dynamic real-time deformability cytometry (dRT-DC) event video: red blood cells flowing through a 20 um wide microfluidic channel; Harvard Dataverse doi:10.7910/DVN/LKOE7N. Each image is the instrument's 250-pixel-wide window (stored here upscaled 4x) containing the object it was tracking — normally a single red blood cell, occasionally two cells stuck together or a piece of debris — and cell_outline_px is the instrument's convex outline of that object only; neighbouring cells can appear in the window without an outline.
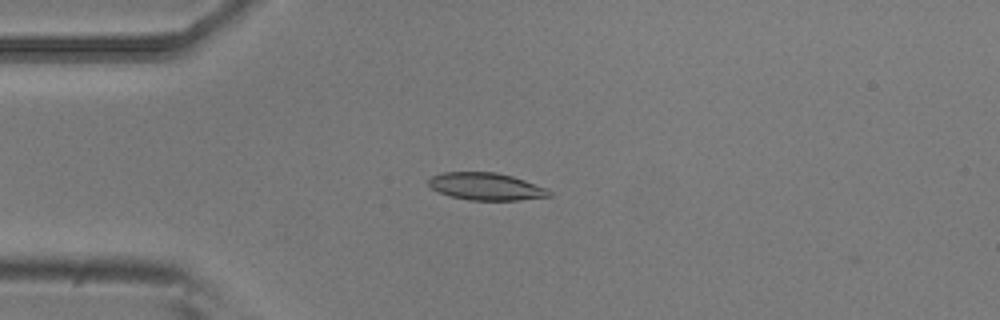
{"species": "common noctule bat (a hibernating species)", "species_latin": "Nyctalus noctula", "temperature_condition": "room temperature", "stored_images_in_passage": 6, "camera_frame_rate_fps": 3000, "um_per_image_px": 0.085, "animal": {"sex": "male", "body_mass_g": 20.5, "forearm_length_mm": 52.5}, "frame": {"image": 1, "passage_image": 3, "time_ms": 0.667, "image_size_px": [1000, 320], "cell_outline_px": [[552, 196], [520, 200], [468, 200], [448, 196], [432, 188], [428, 184], [428, 180], [432, 176], [440, 172], [496, 172], [512, 176], [548, 188], [552, 192]], "centroid_in_image_um": [41.33, 15.85], "position_along_channel_um": 43.7, "area_um2": 19.36}}
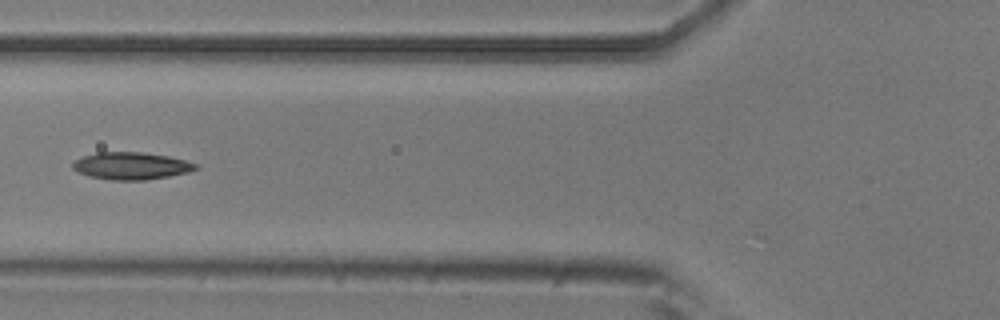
{"frame": {"image": 2, "passage_image": 5, "time_ms": 1.333, "image_size_px": [1000, 320], "cell_outline_px": [[200, 168], [188, 172], [168, 176], [144, 180], [108, 180], [88, 176], [76, 172], [72, 168], [72, 164], [76, 160], [84, 156], [96, 152], [144, 152], [168, 156], [200, 164]], "centroid_in_image_um": [11.15, 14.1], "position_along_channel_um": 114.6, "area_um2": 19.71}}
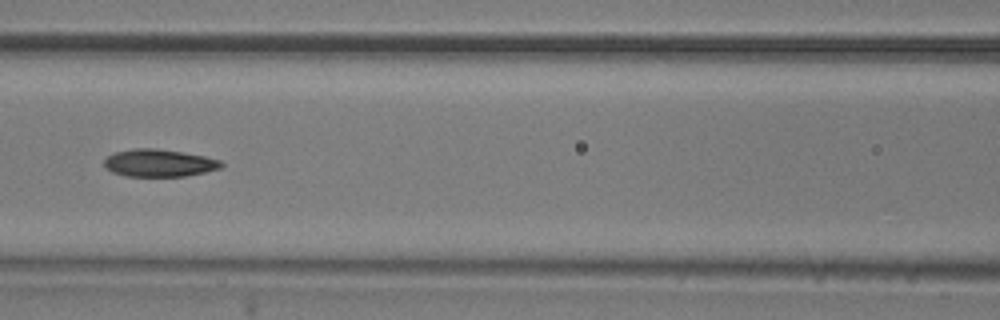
{"frame": {"image": 3, "passage_image": 6, "time_ms": 1.667, "image_size_px": [1000, 320], "cell_outline_px": [[224, 164], [220, 168], [204, 172], [184, 176], [124, 176], [112, 172], [104, 164], [104, 160], [108, 156], [116, 152], [132, 148], [156, 148], [204, 156], [220, 160]], "centroid_in_image_um": [13.51, 13.85], "position_along_channel_um": 153.1, "area_um2": 18.55}}